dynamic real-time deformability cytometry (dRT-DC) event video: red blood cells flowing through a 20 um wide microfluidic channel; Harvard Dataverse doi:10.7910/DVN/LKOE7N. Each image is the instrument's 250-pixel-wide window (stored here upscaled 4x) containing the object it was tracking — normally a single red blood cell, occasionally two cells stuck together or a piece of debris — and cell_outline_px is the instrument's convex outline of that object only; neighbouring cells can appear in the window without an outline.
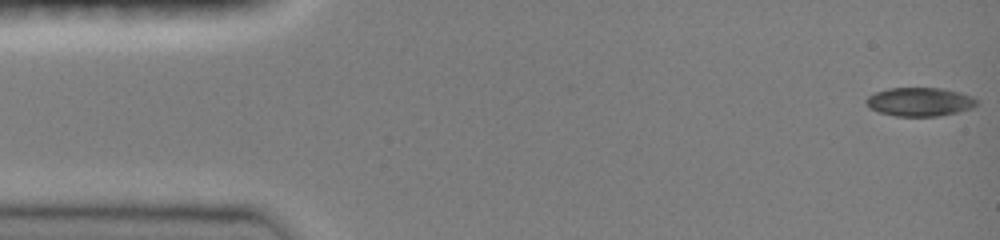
{"species": "common noctule bat (a hibernating species)", "species_latin": "Nyctalus noctula", "temperature_condition": "room temperature", "stored_images_in_passage": 47, "camera_frame_rate_fps": 3000, "um_per_image_px": 0.085, "animal": {"sex": "female", "body_mass_g": 19.0, "forearm_length_mm": 51.5}, "frame": {"image": 1, "passage_image": 1, "time_ms": 0.0, "image_size_px": [1000, 240], "cell_outline_px": [[976, 104], [972, 108], [940, 116], [896, 116], [876, 112], [868, 108], [864, 100], [868, 96], [876, 92], [888, 88], [940, 88], [960, 92], [972, 96], [976, 100]], "centroid_in_image_um": [78.12, 8.66], "position_along_channel_um": 6.9, "area_um2": 18.55}}
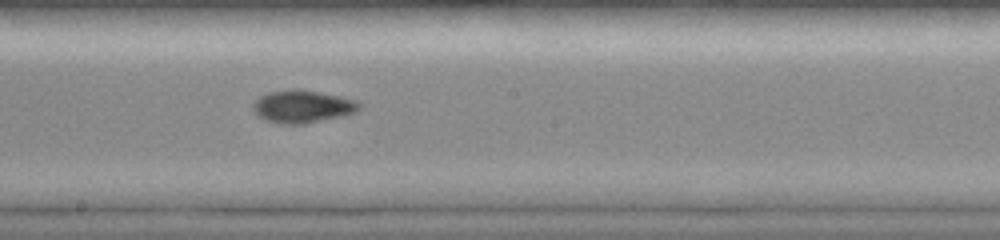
{"frame": {"image": 2, "passage_image": 26, "time_ms": 8.333, "image_size_px": [1000, 240], "cell_outline_px": [[360, 108], [356, 112], [344, 116], [304, 124], [284, 124], [268, 120], [260, 116], [252, 108], [252, 104], [260, 96], [268, 92], [316, 92], [340, 96], [356, 100], [360, 104]], "centroid_in_image_um": [25.76, 9.1], "position_along_channel_um": 222.4, "area_um2": 19.36}}
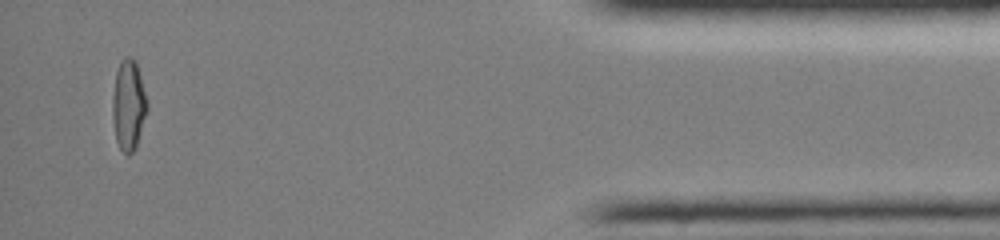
{"frame": {"image": 3, "passage_image": 45, "time_ms": 14.667, "image_size_px": [1000, 240], "cell_outline_px": [[148, 108], [136, 148], [128, 156], [120, 148], [116, 140], [112, 120], [112, 96], [116, 72], [120, 60], [124, 56], [132, 56], [136, 60], [148, 100]], "centroid_in_image_um": [10.93, 8.89], "position_along_channel_um": 424.3, "area_um2": 18.73}, "authors_computed_cell_mechanics": {"area_um2": 18.5538, "velocity_mm_per_s": 4.0519, "shape_relaxation_time_tau1_ms": 11.1587, "shape_relaxation_time_tau2_ms": 3.798, "deformation_change_tau1": 0.2751, "deformation_change_tau2": 0.0589}}